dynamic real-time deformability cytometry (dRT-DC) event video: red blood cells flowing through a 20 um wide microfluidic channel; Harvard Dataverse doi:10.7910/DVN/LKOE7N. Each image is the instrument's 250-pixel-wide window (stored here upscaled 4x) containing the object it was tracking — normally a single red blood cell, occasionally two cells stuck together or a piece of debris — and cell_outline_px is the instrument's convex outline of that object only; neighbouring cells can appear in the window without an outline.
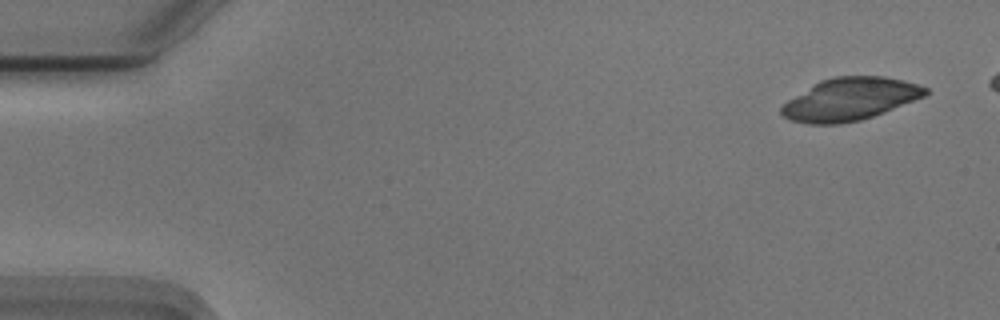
{"species": "Egyptian fruit bat (a non-hibernating species)", "species_latin": "Rousettus aegyptiacus", "temperature_condition": "cold", "stored_images_in_passage": 48, "camera_frame_rate_fps": 3000, "um_per_image_px": 0.085, "animal": {"sex": "male"}, "frame": {"image": 1, "passage_image": 1, "time_ms": 0.0, "image_size_px": [1000, 320], "cell_outline_px": [[928, 92], [924, 96], [884, 112], [860, 120], [840, 124], [808, 124], [792, 120], [784, 116], [780, 112], [780, 108], [788, 100], [820, 80], [836, 76], [884, 76], [904, 80], [928, 88]], "centroid_in_image_um": [72.24, 8.43], "position_along_channel_um": 12.8, "area_um2": 35.37}}